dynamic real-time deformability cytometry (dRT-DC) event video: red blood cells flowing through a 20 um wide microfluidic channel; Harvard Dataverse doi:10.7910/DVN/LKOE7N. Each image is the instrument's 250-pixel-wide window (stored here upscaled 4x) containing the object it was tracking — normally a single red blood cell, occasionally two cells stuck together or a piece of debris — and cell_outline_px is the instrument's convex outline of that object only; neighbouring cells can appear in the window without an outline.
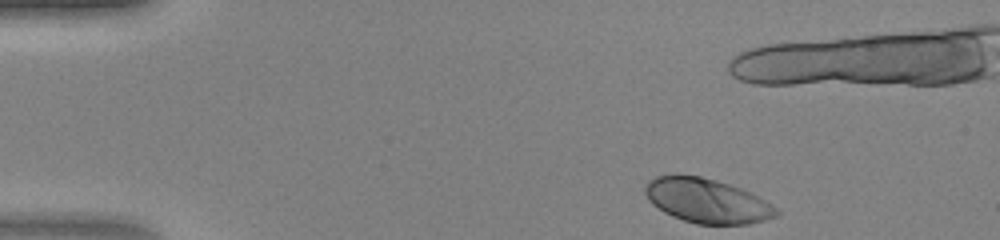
{"species": "human", "species_latin": "Homo sapiens", "temperature_condition": "warm", "stored_images_in_passage": 42, "camera_frame_rate_fps": 3000, "um_per_image_px": 0.085, "donor": {"sex": "female"}, "frame": {"image": 1, "passage_image": 1, "time_ms": 0.0, "image_size_px": [1000, 240], "cell_outline_px": [[780, 212], [776, 216], [764, 220], [748, 224], [696, 224], [672, 216], [664, 212], [652, 204], [648, 200], [644, 192], [644, 188], [648, 180], [656, 176], [676, 172], [700, 176], [728, 184], [740, 188], [764, 200], [776, 208]], "centroid_in_image_um": [60.01, 17.04], "position_along_channel_um": 25.0, "area_um2": 34.1}}
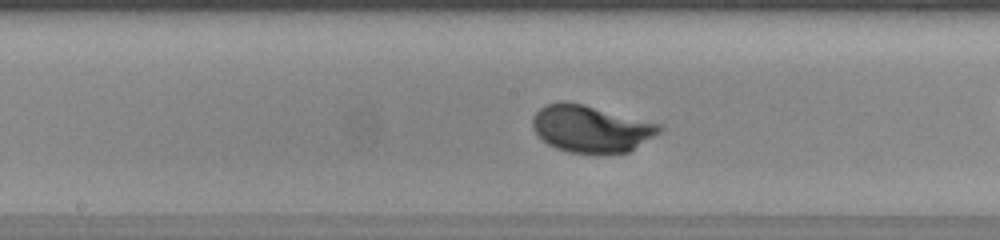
{"frame": {"image": 2, "passage_image": 19, "time_ms": 6.0, "image_size_px": [1000, 240], "cell_outline_px": [[664, 128], [660, 132], [628, 152], [568, 152], [556, 148], [548, 144], [532, 128], [532, 116], [540, 108], [548, 104], [564, 100], [584, 104], [660, 124]], "centroid_in_image_um": [50.21, 10.91], "position_along_channel_um": 198.0, "area_um2": 34.28}}